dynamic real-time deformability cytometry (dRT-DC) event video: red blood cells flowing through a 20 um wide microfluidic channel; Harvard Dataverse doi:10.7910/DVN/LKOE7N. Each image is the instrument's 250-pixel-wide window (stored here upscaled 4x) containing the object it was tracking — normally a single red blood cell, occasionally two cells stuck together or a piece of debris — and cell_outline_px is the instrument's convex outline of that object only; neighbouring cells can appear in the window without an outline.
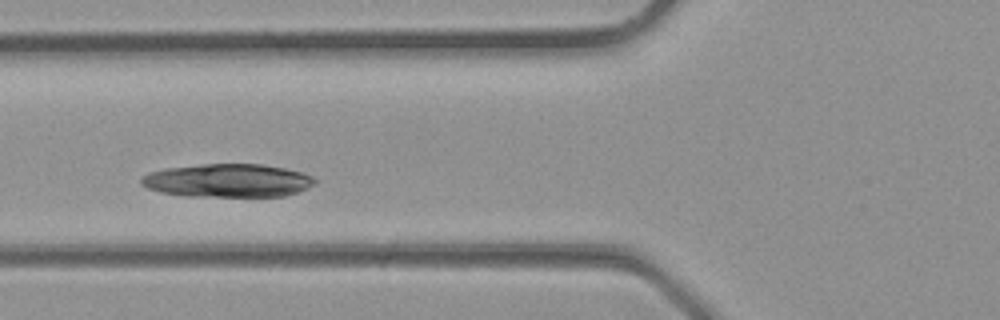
{"species": "common noctule bat (a hibernating species)", "species_latin": "Nyctalus noctula", "temperature_condition": "room temperature", "stored_images_in_passage": 14, "camera_frame_rate_fps": 3000, "um_per_image_px": 0.085, "animal": {"sex": "male", "body_mass_g": 23.1, "forearm_length_mm": 52.7}, "frame": {"image": 1, "passage_image": 8, "time_ms": 2.333, "image_size_px": [1000, 320], "cell_outline_px": [[316, 184], [308, 188], [284, 196], [184, 196], [160, 192], [148, 188], [140, 184], [140, 180], [148, 172], [164, 168], [200, 164], [260, 164], [284, 168], [300, 172], [312, 176], [316, 180]], "centroid_in_image_um": [19.33, 15.34], "position_along_channel_um": 106.5, "area_um2": 33.76}}
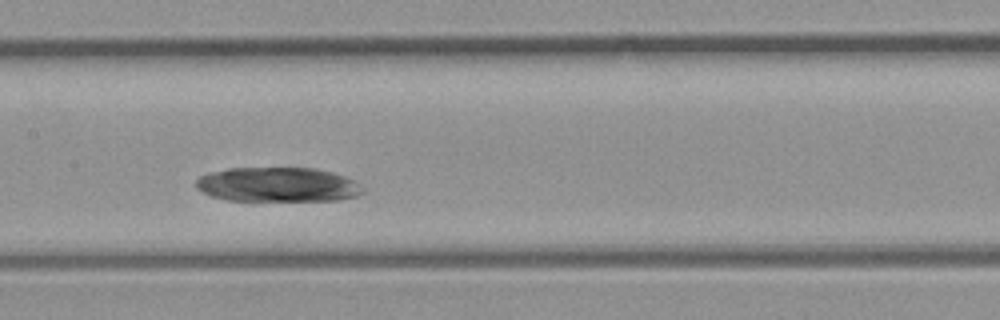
{"frame": {"image": 2, "passage_image": 12, "time_ms": 3.667, "image_size_px": [1000, 320], "cell_outline_px": [[364, 192], [360, 196], [340, 200], [224, 200], [212, 196], [196, 188], [196, 180], [200, 176], [208, 172], [228, 168], [316, 168], [332, 172], [356, 180], [364, 188]], "centroid_in_image_um": [23.65, 15.69], "position_along_channel_um": 183.8, "area_um2": 33.81}}